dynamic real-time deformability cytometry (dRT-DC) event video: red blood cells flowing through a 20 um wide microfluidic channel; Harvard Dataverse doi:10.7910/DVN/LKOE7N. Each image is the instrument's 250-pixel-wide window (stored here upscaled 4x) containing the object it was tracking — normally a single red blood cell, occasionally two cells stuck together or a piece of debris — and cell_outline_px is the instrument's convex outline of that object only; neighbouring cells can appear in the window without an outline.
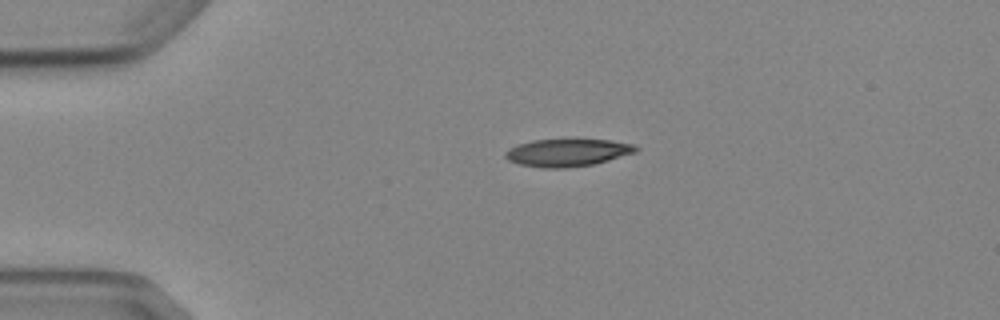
{"species": "Egyptian fruit bat (a non-hibernating species)", "species_latin": "Rousettus aegyptiacus", "temperature_condition": "cold", "stored_images_in_passage": 2, "camera_frame_rate_fps": 3000, "um_per_image_px": 0.085, "animal": {"sex": "female"}, "frame": {"image": 1, "passage_image": 1, "time_ms": 0.0, "image_size_px": [1000, 320], "cell_outline_px": [[640, 148], [636, 152], [608, 160], [592, 164], [564, 168], [544, 168], [520, 164], [508, 160], [504, 156], [504, 152], [508, 148], [516, 144], [532, 140], [612, 140], [636, 144]], "centroid_in_image_um": [48.22, 12.96], "position_along_channel_um": 36.8, "area_um2": 20.92}}